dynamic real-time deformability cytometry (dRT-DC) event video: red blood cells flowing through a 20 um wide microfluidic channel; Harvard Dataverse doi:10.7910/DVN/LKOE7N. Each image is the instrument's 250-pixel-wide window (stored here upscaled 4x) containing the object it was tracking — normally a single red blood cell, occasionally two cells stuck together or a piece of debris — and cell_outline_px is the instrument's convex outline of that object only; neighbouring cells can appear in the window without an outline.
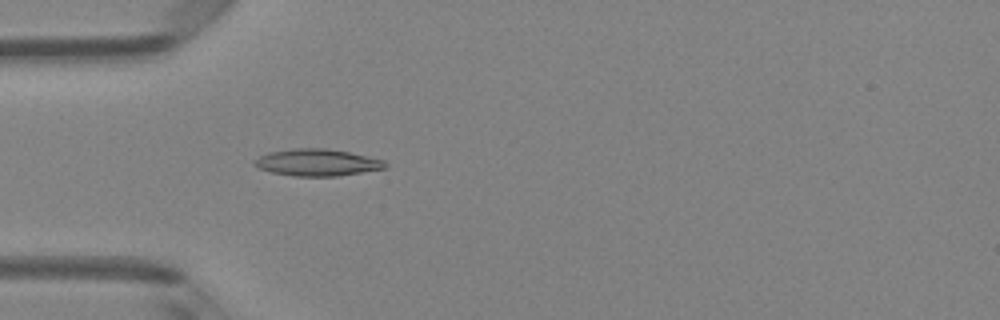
{"species": "Egyptian fruit bat (a non-hibernating species)", "species_latin": "Rousettus aegyptiacus", "temperature_condition": "room temperature", "stored_images_in_passage": 6, "camera_frame_rate_fps": 3000, "um_per_image_px": 0.085, "animal": {"sex": "female"}, "frame": {"image": 1, "passage_image": 6, "time_ms": 1.667, "image_size_px": [1000, 320], "cell_outline_px": [[388, 164], [384, 168], [336, 176], [292, 176], [272, 172], [256, 168], [252, 164], [252, 160], [268, 152], [292, 148], [324, 148], [348, 152], [368, 156], [384, 160]], "centroid_in_image_um": [26.88, 13.8], "position_along_channel_um": 58.1, "area_um2": 20.52}}